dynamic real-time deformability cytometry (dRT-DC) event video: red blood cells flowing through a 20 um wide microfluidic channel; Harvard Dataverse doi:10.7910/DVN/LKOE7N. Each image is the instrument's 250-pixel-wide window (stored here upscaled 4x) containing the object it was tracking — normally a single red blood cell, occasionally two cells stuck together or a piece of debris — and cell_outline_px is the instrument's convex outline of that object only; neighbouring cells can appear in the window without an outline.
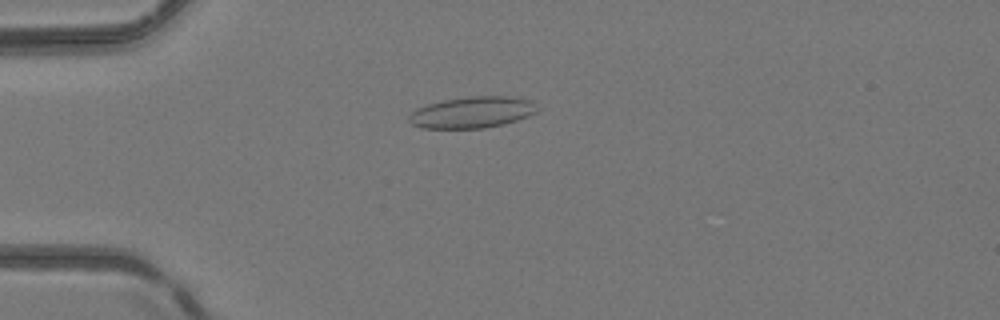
{"species": "common noctule bat (a hibernating species)", "species_latin": "Nyctalus noctula", "temperature_condition": "room temperature", "stored_images_in_passage": 50, "camera_frame_rate_fps": 3000, "um_per_image_px": 0.085, "animal": {"sex": "female", "body_mass_g": 24.6, "forearm_length_mm": 56.2}, "frame": {"image": 1, "passage_image": 14, "time_ms": 4.333, "image_size_px": [1000, 320], "cell_outline_px": [[540, 108], [536, 112], [528, 116], [504, 124], [484, 128], [420, 128], [412, 124], [408, 120], [408, 116], [416, 108], [428, 104], [444, 100], [468, 96], [508, 96], [532, 100]], "centroid_in_image_um": [40.15, 9.54], "position_along_channel_um": 44.8, "area_um2": 23.58}}
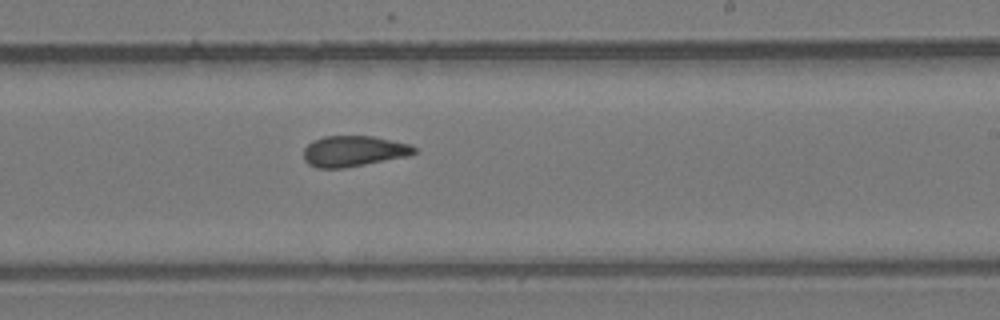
{"frame": {"image": 2, "passage_image": 31, "time_ms": 10.0, "image_size_px": [1000, 320], "cell_outline_px": [[416, 152], [408, 156], [344, 168], [316, 168], [308, 164], [304, 160], [304, 148], [312, 140], [324, 136], [372, 136], [408, 144], [416, 148]], "centroid_in_image_um": [30.01, 12.85], "position_along_channel_um": 259.0, "area_um2": 19.77}}
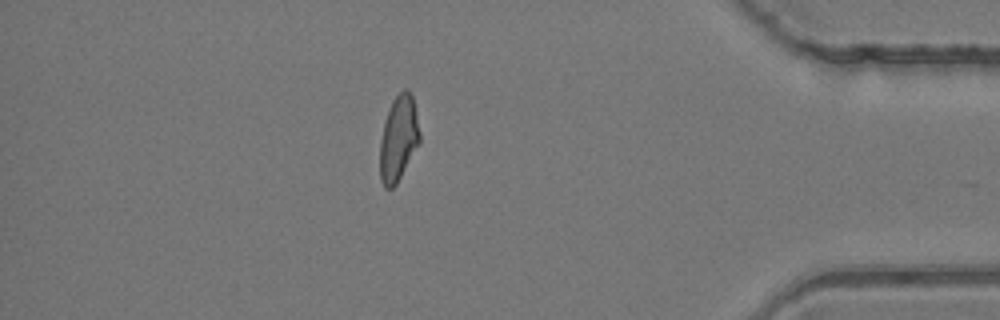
{"frame": {"image": 3, "passage_image": 44, "time_ms": 14.333, "image_size_px": [1000, 320], "cell_outline_px": [[420, 144], [396, 184], [392, 188], [384, 188], [380, 180], [380, 140], [384, 120], [388, 108], [392, 100], [404, 88], [408, 88], [412, 92], [420, 132]], "centroid_in_image_um": [33.88, 11.74], "position_along_channel_um": 401.3, "area_um2": 20.17}, "authors_computed_cell_mechanics": {"area_um2": 20.519, "velocity_mm_per_s": 4.1959, "shape_relaxation_time_tau1_ms": null, "shape_relaxation_time_tau2_ms": 2.4124, "deformation_change_tau1": null, "deformation_change_tau2": 0.1011}}